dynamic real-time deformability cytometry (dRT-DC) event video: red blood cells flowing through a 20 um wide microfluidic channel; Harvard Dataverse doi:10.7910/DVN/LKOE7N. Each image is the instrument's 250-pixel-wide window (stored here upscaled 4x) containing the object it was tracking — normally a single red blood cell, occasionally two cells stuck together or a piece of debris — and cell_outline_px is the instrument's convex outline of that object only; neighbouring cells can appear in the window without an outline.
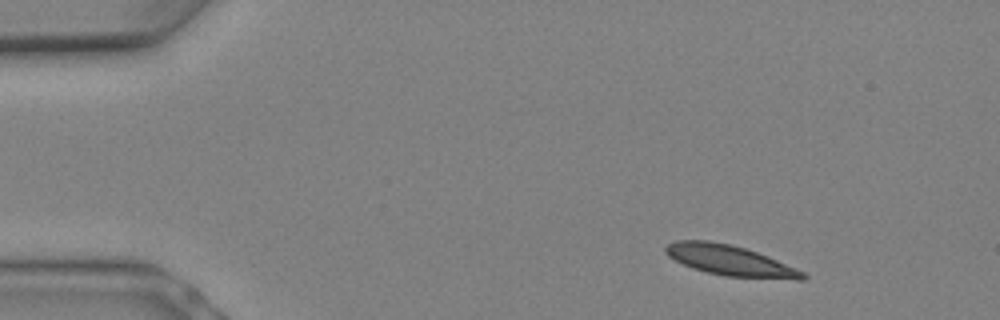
{"species": "Egyptian fruit bat (a non-hibernating species)", "species_latin": "Rousettus aegyptiacus", "temperature_condition": "warm", "stored_images_in_passage": 7, "camera_frame_rate_fps": 3000, "um_per_image_px": 0.085, "animal": {"sex": "female"}, "frame": {"image": 1, "passage_image": 2, "time_ms": 0.333, "image_size_px": [1000, 320], "cell_outline_px": [[808, 276], [804, 280], [796, 280], [724, 276], [692, 268], [668, 256], [664, 252], [664, 248], [668, 244], [676, 240], [708, 240], [728, 244], [744, 248], [768, 256], [796, 268], [804, 272]], "centroid_in_image_um": [62.07, 22.15], "position_along_channel_um": 22.9, "area_um2": 24.28}}
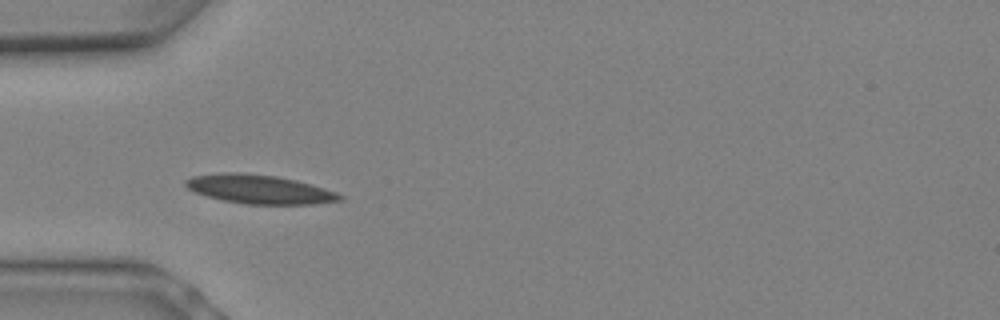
{"frame": {"image": 2, "passage_image": 6, "time_ms": 1.667, "image_size_px": [1000, 320], "cell_outline_px": [[344, 200], [316, 204], [248, 204], [224, 200], [208, 196], [196, 192], [188, 188], [184, 184], [184, 180], [192, 176], [224, 172], [244, 172], [276, 176], [296, 180], [312, 184], [336, 192], [344, 196]], "centroid_in_image_um": [22.08, 16.08], "position_along_channel_um": 62.9, "area_um2": 26.01}}